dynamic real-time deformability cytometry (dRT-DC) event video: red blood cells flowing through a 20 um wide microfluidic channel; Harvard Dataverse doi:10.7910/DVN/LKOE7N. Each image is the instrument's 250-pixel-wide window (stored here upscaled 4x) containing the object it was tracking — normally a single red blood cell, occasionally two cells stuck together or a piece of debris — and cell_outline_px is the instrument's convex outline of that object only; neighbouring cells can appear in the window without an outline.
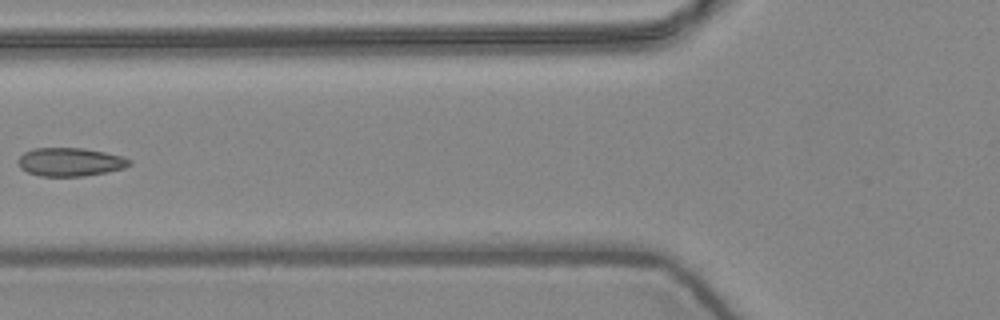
{"species": "common noctule bat (a hibernating species)", "species_latin": "Nyctalus noctula", "temperature_condition": "warm", "stored_images_in_passage": 7, "camera_frame_rate_fps": 3000, "um_per_image_px": 0.085, "animal": {"sex": "female", "body_mass_g": 24.6, "forearm_length_mm": 56.2}, "frame": {"image": 1, "passage_image": 6, "time_ms": 1.667, "image_size_px": [1000, 320], "cell_outline_px": [[132, 164], [124, 168], [108, 172], [84, 176], [40, 176], [28, 172], [20, 168], [16, 160], [24, 152], [32, 148], [84, 148], [124, 156], [132, 160]], "centroid_in_image_um": [5.98, 13.76], "position_along_channel_um": 119.8, "area_um2": 18.67}}
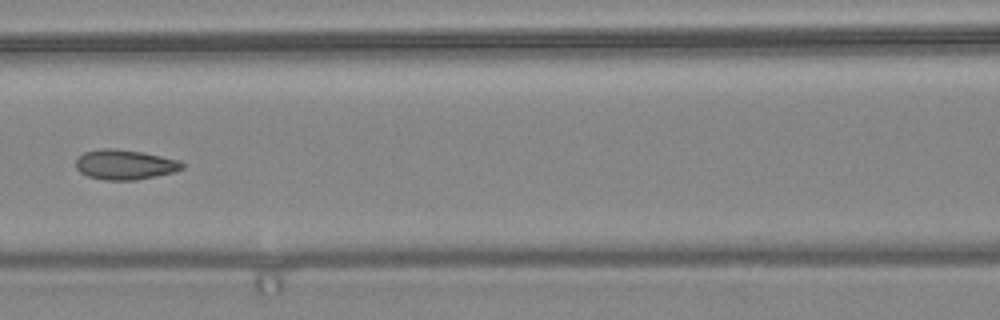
{"frame": {"image": 2, "passage_image": 7, "time_ms": 2.0, "image_size_px": [1000, 320], "cell_outline_px": [[184, 168], [176, 172], [136, 180], [104, 180], [88, 176], [80, 172], [76, 168], [76, 160], [84, 152], [100, 148], [112, 148], [140, 152], [180, 160], [184, 164]], "centroid_in_image_um": [10.63, 14.0], "position_along_channel_um": 156.0, "area_um2": 18.55}}